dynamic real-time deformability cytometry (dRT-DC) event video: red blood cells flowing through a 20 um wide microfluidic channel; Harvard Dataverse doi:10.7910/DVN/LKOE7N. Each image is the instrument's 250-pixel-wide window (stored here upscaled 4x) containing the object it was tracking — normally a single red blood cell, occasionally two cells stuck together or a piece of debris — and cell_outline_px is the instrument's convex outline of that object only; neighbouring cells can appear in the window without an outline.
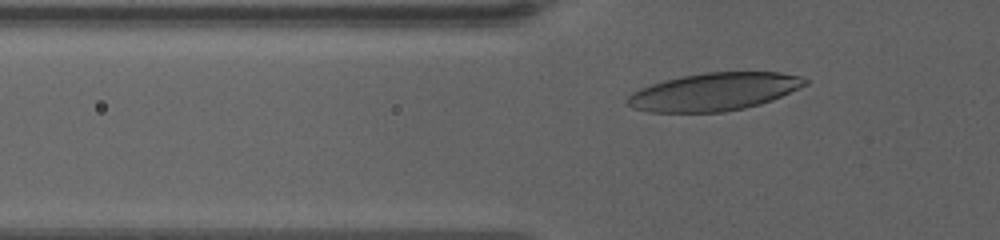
{"species": "human", "species_latin": "Homo sapiens", "temperature_condition": "warm", "stored_images_in_passage": 44, "camera_frame_rate_fps": 3000, "um_per_image_px": 0.085, "donor": {"sex": "female"}, "frame": {"image": 1, "passage_image": 12, "time_ms": 3.667, "image_size_px": [1000, 240], "cell_outline_px": [[808, 84], [772, 100], [760, 104], [744, 108], [724, 112], [648, 112], [632, 108], [624, 100], [632, 92], [640, 88], [664, 80], [704, 72], [780, 72], [800, 76], [808, 80]], "centroid_in_image_um": [60.69, 7.8], "position_along_channel_um": 65.1, "area_um2": 39.13}}
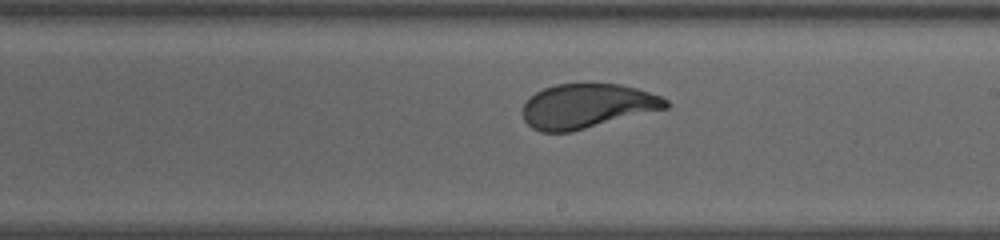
{"frame": {"image": 2, "passage_image": 28, "time_ms": 9.0, "image_size_px": [1000, 240], "cell_outline_px": [[672, 104], [668, 108], [572, 132], [540, 132], [532, 128], [524, 120], [520, 112], [524, 104], [536, 92], [544, 88], [556, 84], [620, 84], [636, 88], [664, 96]], "centroid_in_image_um": [49.93, 9.02], "position_along_channel_um": 239.1, "area_um2": 37.4}}
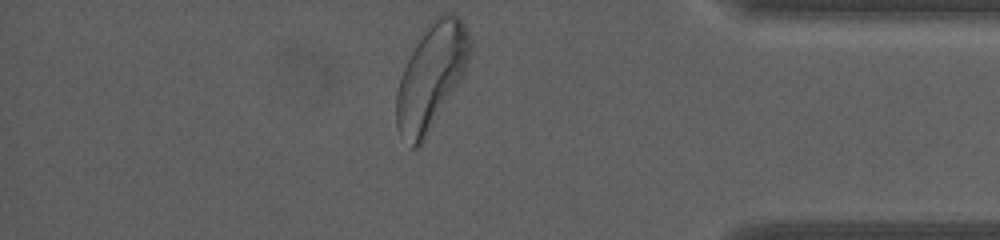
{"frame": {"image": 3, "passage_image": 44, "time_ms": 14.333, "image_size_px": [1000, 240], "cell_outline_px": [[472, 48], [464, 76], [424, 140], [416, 148], [412, 148], [400, 136], [396, 128], [396, 92], [404, 68], [416, 44], [428, 24], [436, 16], [444, 12], [452, 12], [464, 24], [472, 40]], "centroid_in_image_um": [36.68, 6.51], "position_along_channel_um": 398.5, "area_um2": 45.03}, "authors_computed_cell_mechanics": {"area_um2": 38.0324, "velocity_mm_per_s": 3.3956, "shape_relaxation_time_tau1_ms": 3.3456, "shape_relaxation_time_tau2_ms": null, "deformation_change_tau1": 0.1752, "deformation_change_tau2": null}}